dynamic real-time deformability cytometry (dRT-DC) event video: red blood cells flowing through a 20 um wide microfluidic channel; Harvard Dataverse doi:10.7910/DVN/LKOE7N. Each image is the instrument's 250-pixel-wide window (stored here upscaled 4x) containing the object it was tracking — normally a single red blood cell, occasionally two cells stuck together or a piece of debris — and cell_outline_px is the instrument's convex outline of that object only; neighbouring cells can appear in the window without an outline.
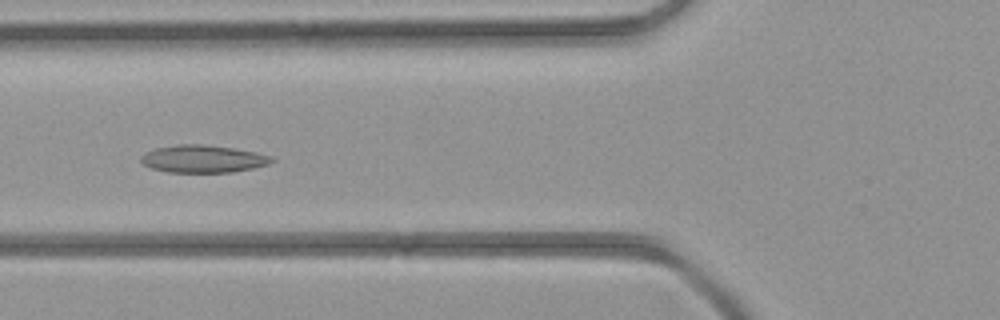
{"species": "common noctule bat (a hibernating species)", "species_latin": "Nyctalus noctula", "temperature_condition": "room temperature", "stored_images_in_passage": 37, "camera_frame_rate_fps": 3000, "um_per_image_px": 0.085, "animal": {"sex": "female", "body_mass_g": 21.9}, "frame": {"image": 1, "passage_image": 16, "time_ms": 5.0, "image_size_px": [1000, 320], "cell_outline_px": [[276, 160], [268, 164], [252, 168], [232, 172], [168, 172], [152, 168], [144, 164], [140, 160], [140, 156], [144, 152], [156, 148], [176, 144], [204, 144], [232, 148], [256, 152], [272, 156]], "centroid_in_image_um": [17.25, 13.49], "position_along_channel_um": 108.6, "area_um2": 20.98}}
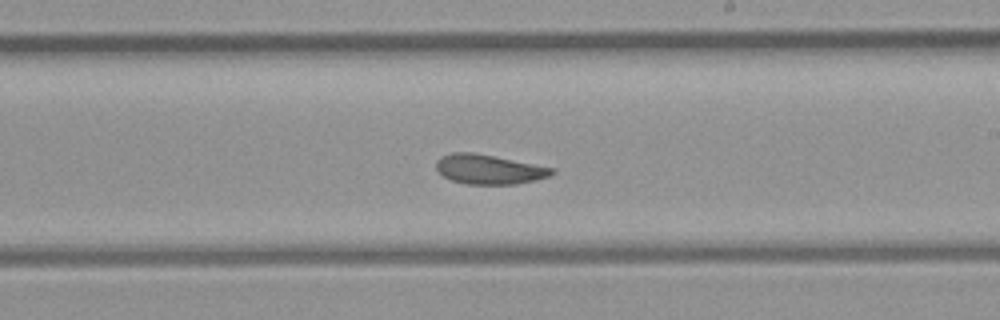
{"frame": {"image": 2, "passage_image": 25, "time_ms": 8.0, "image_size_px": [1000, 320], "cell_outline_px": [[556, 172], [548, 176], [516, 184], [464, 184], [452, 180], [444, 176], [436, 168], [436, 160], [440, 156], [452, 152], [472, 152], [552, 168]], "centroid_in_image_um": [41.49, 14.39], "position_along_channel_um": 247.5, "area_um2": 19.54}}
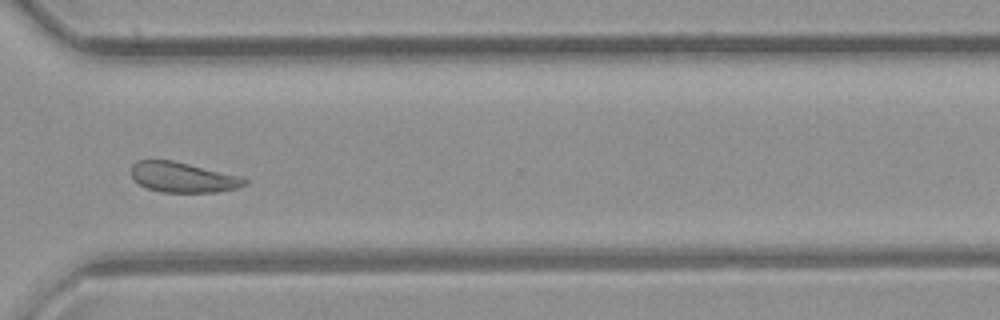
{"frame": {"image": 3, "passage_image": 32, "time_ms": 10.333, "image_size_px": [1000, 320], "cell_outline_px": [[248, 184], [236, 188], [216, 192], [160, 192], [144, 188], [132, 176], [132, 164], [136, 160], [172, 160], [244, 176], [248, 180]], "centroid_in_image_um": [15.59, 15.07], "position_along_channel_um": 355.0, "area_um2": 20.17}}